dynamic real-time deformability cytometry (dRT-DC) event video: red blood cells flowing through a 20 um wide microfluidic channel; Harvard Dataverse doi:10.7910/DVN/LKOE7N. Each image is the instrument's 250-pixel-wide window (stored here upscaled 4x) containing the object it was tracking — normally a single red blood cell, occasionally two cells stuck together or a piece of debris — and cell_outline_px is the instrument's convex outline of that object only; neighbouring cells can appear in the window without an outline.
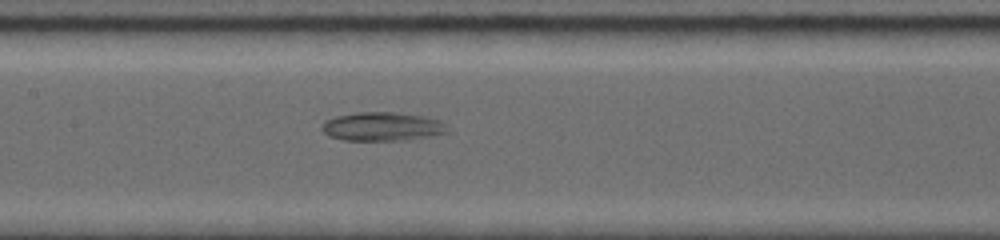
{"species": "common noctule bat (a hibernating species)", "species_latin": "Nyctalus noctula", "temperature_condition": "room temperature", "stored_images_in_passage": 22, "camera_frame_rate_fps": 5000, "um_per_image_px": 0.085, "animal": {"sex": "female", "body_mass_g": 19.0, "forearm_length_mm": 56.7}, "frame": {"image": 1, "passage_image": 22, "time_ms": 7.8, "image_size_px": [1000, 240], "cell_outline_px": [[448, 132], [408, 140], [344, 140], [328, 136], [320, 128], [324, 120], [336, 116], [356, 112], [396, 112], [424, 116], [440, 120], [444, 124]], "centroid_in_image_um": [32.44, 10.75], "position_along_channel_um": 175.0, "area_um2": 21.04}}